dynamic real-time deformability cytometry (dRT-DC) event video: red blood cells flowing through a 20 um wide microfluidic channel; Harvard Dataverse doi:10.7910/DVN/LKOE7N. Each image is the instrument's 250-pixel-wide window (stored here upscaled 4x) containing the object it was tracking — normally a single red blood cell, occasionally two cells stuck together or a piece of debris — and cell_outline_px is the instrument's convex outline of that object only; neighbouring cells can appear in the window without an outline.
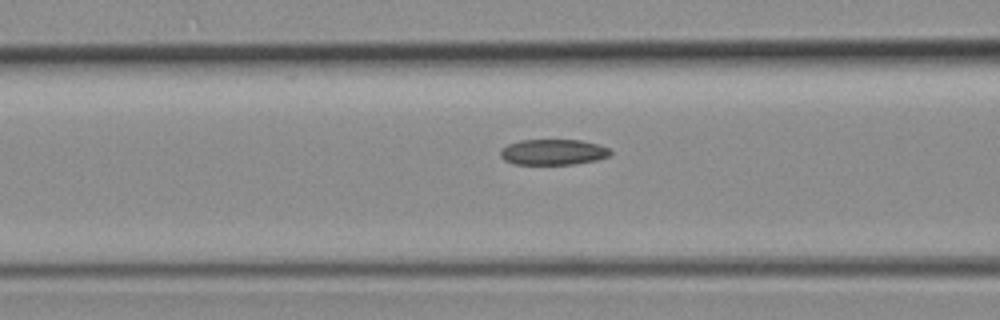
{"species": "common noctule bat (a hibernating species)", "species_latin": "Nyctalus noctula", "temperature_condition": "room temperature", "stored_images_in_passage": 27, "camera_frame_rate_fps": 3000, "um_per_image_px": 0.085, "animal": {"sex": "female", "body_mass_g": 19.3, "forearm_length_mm": 54.1}, "frame": {"image": 1, "passage_image": 4, "time_ms": 1.0, "image_size_px": [1000, 320], "cell_outline_px": [[612, 152], [608, 156], [596, 160], [572, 164], [512, 164], [504, 160], [500, 156], [500, 152], [508, 144], [520, 140], [580, 140], [600, 144], [608, 148]], "centroid_in_image_um": [47.02, 12.92], "position_along_channel_um": 119.6, "area_um2": 16.42}}
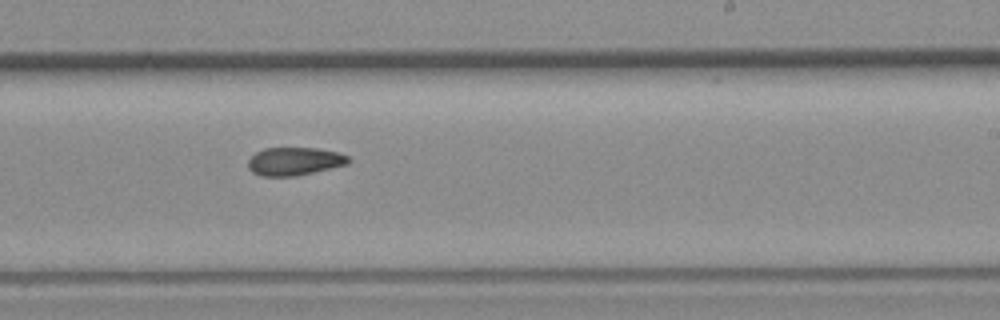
{"frame": {"image": 2, "passage_image": 13, "time_ms": 4.0, "image_size_px": [1000, 320], "cell_outline_px": [[352, 160], [348, 164], [296, 176], [260, 176], [252, 172], [248, 168], [248, 160], [256, 152], [264, 148], [316, 148], [336, 152], [348, 156]], "centroid_in_image_um": [25.02, 13.71], "position_along_channel_um": 264.0, "area_um2": 16.42}}
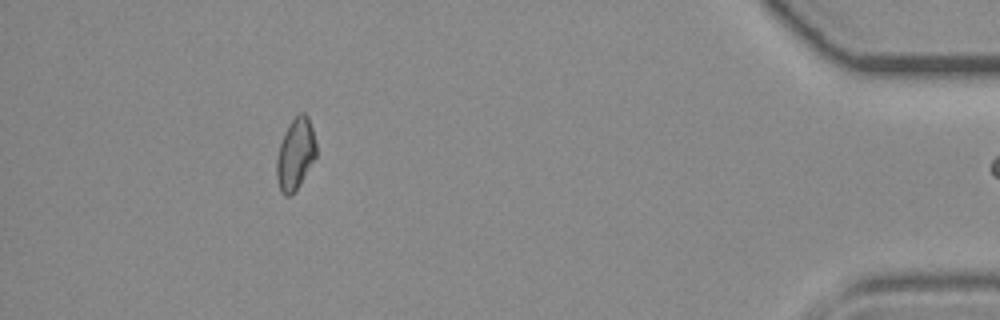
{"frame": {"image": 3, "passage_image": 26, "time_ms": 8.333, "image_size_px": [1000, 320], "cell_outline_px": [[316, 156], [300, 184], [292, 196], [284, 196], [280, 192], [276, 176], [276, 160], [280, 144], [284, 132], [292, 120], [300, 112], [304, 112], [308, 116], [312, 128], [316, 144]], "centroid_in_image_um": [25.1, 13.12], "position_along_channel_um": 410.1, "area_um2": 16.53}}